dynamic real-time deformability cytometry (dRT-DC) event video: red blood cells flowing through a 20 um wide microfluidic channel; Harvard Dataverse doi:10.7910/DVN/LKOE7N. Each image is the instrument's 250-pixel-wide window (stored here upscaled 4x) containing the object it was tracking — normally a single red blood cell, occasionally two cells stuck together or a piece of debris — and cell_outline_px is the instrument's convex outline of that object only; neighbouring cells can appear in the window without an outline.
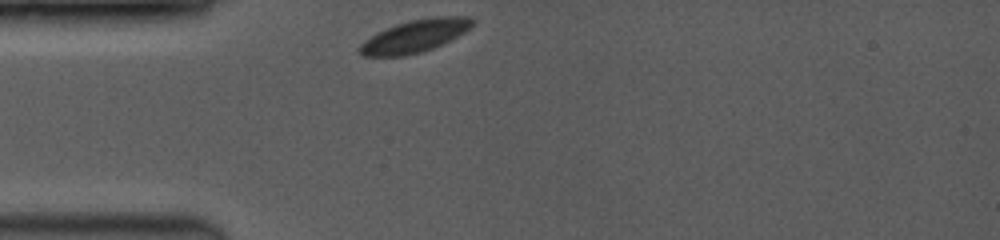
{"species": "common noctule bat (a hibernating species)", "species_latin": "Nyctalus noctula", "temperature_condition": "room temperature", "stored_images_in_passage": 8, "camera_frame_rate_fps": 3500, "um_per_image_px": 0.085, "animal": {"sex": "female", "body_mass_g": 19.0, "forearm_length_mm": 53.3}, "frame": {"image": 1, "passage_image": 1, "time_ms": 0.0, "image_size_px": [1000, 240], "cell_outline_px": [[476, 24], [464, 32], [432, 48], [420, 52], [404, 56], [364, 56], [356, 52], [356, 48], [364, 40], [396, 24], [408, 20], [432, 16], [472, 16], [476, 20]], "centroid_in_image_um": [35.28, 3.05], "position_along_channel_um": 49.7, "area_um2": 21.44}}
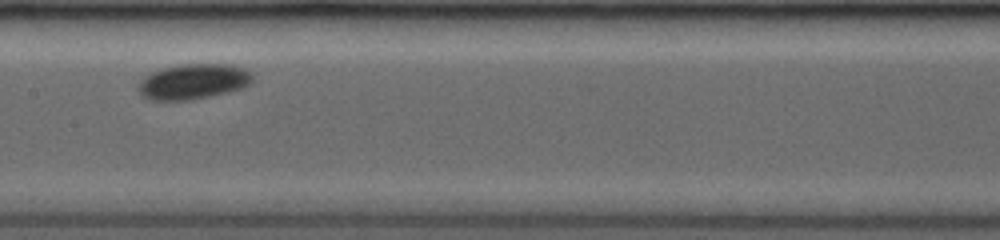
{"frame": {"image": 2, "passage_image": 5, "time_ms": 4.0, "image_size_px": [1000, 240], "cell_outline_px": [[252, 80], [248, 84], [240, 88], [228, 92], [192, 100], [148, 100], [136, 88], [140, 80], [144, 76], [160, 68], [180, 64], [232, 64], [244, 68], [252, 76]], "centroid_in_image_um": [16.38, 6.93], "position_along_channel_um": 191.0, "area_um2": 23.58}}
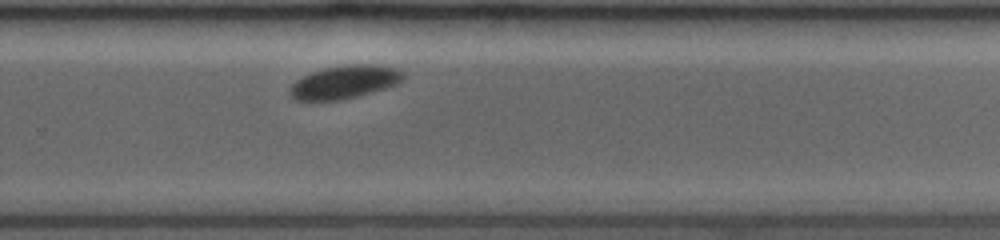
{"frame": {"image": 3, "passage_image": 8, "time_ms": 6.857, "image_size_px": [1000, 240], "cell_outline_px": [[404, 76], [396, 84], [388, 88], [344, 100], [292, 100], [288, 92], [288, 88], [296, 80], [312, 72], [324, 68], [356, 64], [368, 64], [400, 68], [404, 72]], "centroid_in_image_um": [29.28, 6.99], "position_along_channel_um": 300.5, "area_um2": 22.02}}